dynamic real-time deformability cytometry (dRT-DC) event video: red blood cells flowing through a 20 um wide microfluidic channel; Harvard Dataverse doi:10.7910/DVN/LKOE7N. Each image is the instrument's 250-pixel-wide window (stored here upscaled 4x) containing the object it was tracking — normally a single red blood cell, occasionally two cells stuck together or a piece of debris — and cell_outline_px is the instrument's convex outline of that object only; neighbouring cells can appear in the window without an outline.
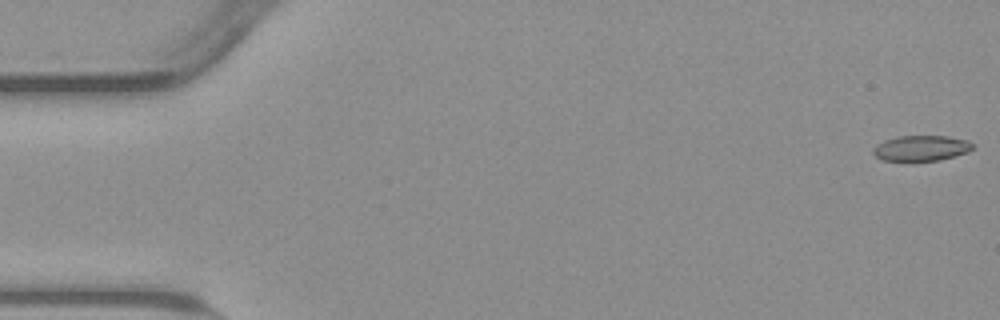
{"species": "common noctule bat (a hibernating species)", "species_latin": "Nyctalus noctula", "temperature_condition": "warm", "stored_images_in_passage": 55, "camera_frame_rate_fps": 3000, "um_per_image_px": 0.085, "animal": {"sex": "male", "body_mass_g": 23.1, "forearm_length_mm": 52.7}, "frame": {"image": 1, "passage_image": 1, "time_ms": 0.0, "image_size_px": [1000, 320], "cell_outline_px": [[976, 144], [968, 152], [940, 160], [884, 160], [876, 156], [872, 152], [872, 148], [876, 144], [884, 140], [900, 136], [948, 136], [968, 140]], "centroid_in_image_um": [78.32, 12.58], "position_along_channel_um": 6.7, "area_um2": 14.74}}
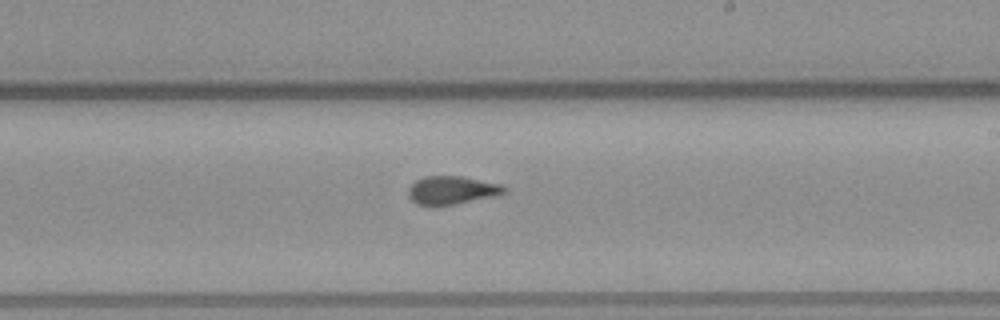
{"frame": {"image": 2, "passage_image": 32, "time_ms": 10.333, "image_size_px": [1000, 320], "cell_outline_px": [[508, 188], [504, 192], [492, 196], [432, 208], [416, 204], [408, 196], [408, 188], [416, 180], [424, 176], [460, 176], [500, 184]], "centroid_in_image_um": [38.32, 16.18], "position_along_channel_um": 250.7, "area_um2": 15.78}}
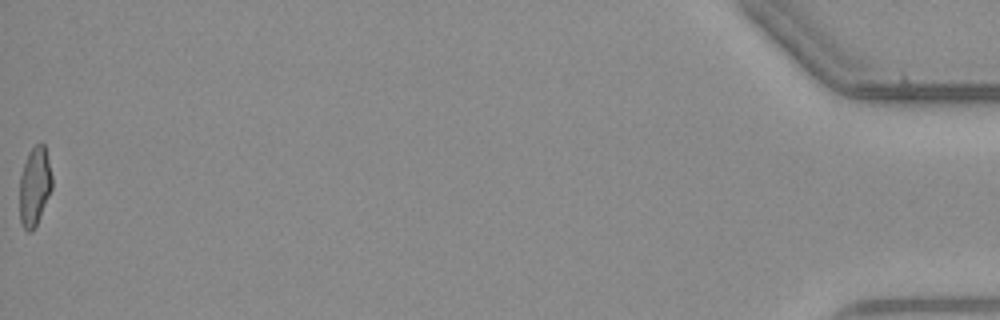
{"frame": {"image": 3, "passage_image": 55, "time_ms": 18.0, "image_size_px": [1000, 320], "cell_outline_px": [[52, 188], [36, 228], [32, 232], [28, 232], [20, 224], [20, 176], [28, 152], [40, 140], [44, 144], [52, 176]], "centroid_in_image_um": [2.94, 15.87], "position_along_channel_um": 432.3, "area_um2": 15.09}, "authors_computed_cell_mechanics": {"area_um2": 15.7794, "velocity_mm_per_s": 3.8036, "shape_relaxation_time_tau1_ms": null, "shape_relaxation_time_tau2_ms": 1.3839, "deformation_change_tau1": null, "deformation_change_tau2": 0.0846}}